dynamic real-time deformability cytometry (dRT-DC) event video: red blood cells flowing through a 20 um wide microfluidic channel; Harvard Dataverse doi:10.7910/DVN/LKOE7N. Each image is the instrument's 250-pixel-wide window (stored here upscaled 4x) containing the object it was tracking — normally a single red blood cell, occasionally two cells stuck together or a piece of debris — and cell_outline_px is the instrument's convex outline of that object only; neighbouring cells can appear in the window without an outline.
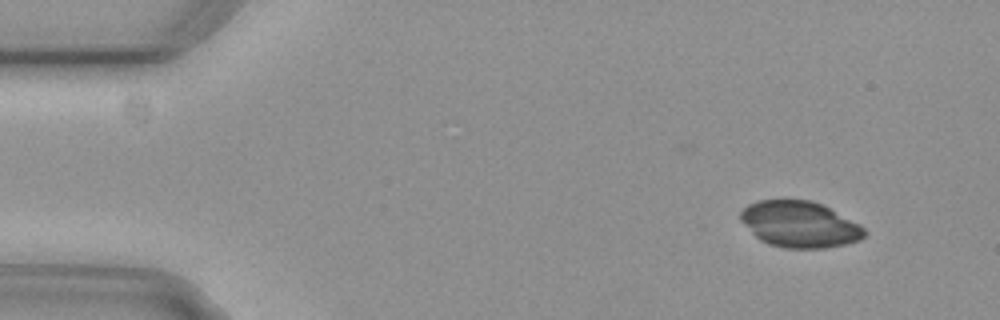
{"species": "common noctule bat (a hibernating species)", "species_latin": "Nyctalus noctula", "temperature_condition": "cold", "stored_images_in_passage": 4, "camera_frame_rate_fps": 3000, "um_per_image_px": 0.085, "animal": {"sex": "female", "body_mass_g": 29.2, "forearm_length_mm": 56.3}, "frame": {"image": 1, "passage_image": 1, "time_ms": 0.0, "image_size_px": [1000, 320], "cell_outline_px": [[868, 232], [860, 240], [844, 244], [824, 248], [784, 248], [768, 244], [760, 240], [740, 220], [740, 212], [748, 204], [756, 200], [808, 200], [820, 204], [860, 224]], "centroid_in_image_um": [67.96, 19.07], "position_along_channel_um": 17.0, "area_um2": 33.12}}